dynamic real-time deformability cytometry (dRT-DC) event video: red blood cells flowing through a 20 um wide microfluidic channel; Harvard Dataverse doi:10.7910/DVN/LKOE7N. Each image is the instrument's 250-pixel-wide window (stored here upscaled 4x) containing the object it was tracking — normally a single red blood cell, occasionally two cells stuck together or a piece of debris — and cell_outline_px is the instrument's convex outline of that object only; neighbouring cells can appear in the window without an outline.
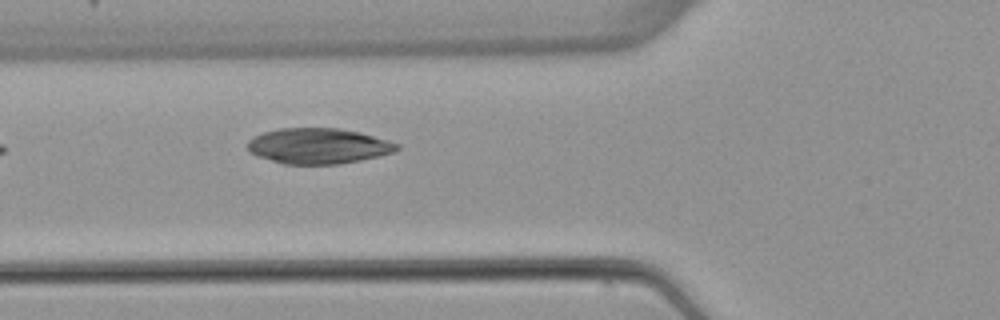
{"species": "common noctule bat (a hibernating species)", "species_latin": "Nyctalus noctula", "temperature_condition": "warm", "stored_images_in_passage": 5, "camera_frame_rate_fps": 3000, "um_per_image_px": 0.085, "animal": {"sex": "female", "body_mass_g": 22.7, "forearm_length_mm": 54.2}, "frame": {"image": 1, "passage_image": 5, "time_ms": 5.333, "image_size_px": [1000, 320], "cell_outline_px": [[400, 148], [396, 152], [380, 156], [340, 164], [284, 164], [256, 156], [248, 152], [248, 140], [252, 136], [264, 132], [280, 128], [340, 128], [360, 132], [388, 140], [400, 144]], "centroid_in_image_um": [27.07, 12.41], "position_along_channel_um": 98.7, "area_um2": 31.27}}